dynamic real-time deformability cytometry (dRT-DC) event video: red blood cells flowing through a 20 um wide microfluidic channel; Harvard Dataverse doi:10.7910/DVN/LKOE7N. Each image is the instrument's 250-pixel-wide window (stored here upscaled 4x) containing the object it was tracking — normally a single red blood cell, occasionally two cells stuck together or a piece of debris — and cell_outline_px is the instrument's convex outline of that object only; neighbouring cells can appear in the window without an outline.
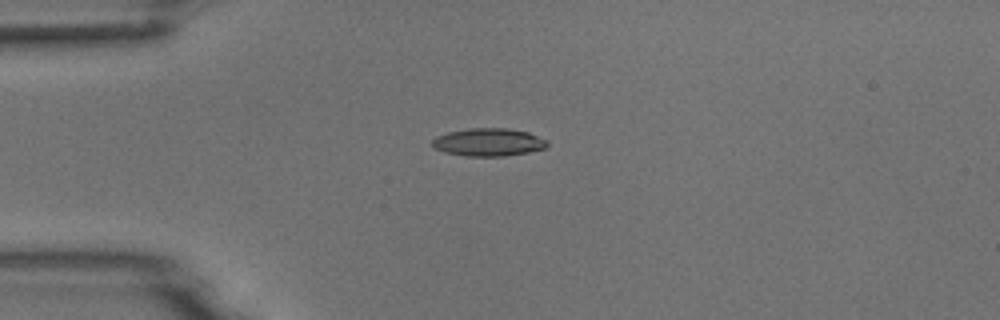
{"species": "common noctule bat (a hibernating species)", "species_latin": "Nyctalus noctula", "temperature_condition": "room temperature", "stored_images_in_passage": 10, "camera_frame_rate_fps": 3000, "um_per_image_px": 0.085, "animal": {"sex": "male", "body_mass_g": 18.8}, "frame": {"image": 1, "passage_image": 4, "time_ms": 1.0, "image_size_px": [1000, 320], "cell_outline_px": [[548, 144], [544, 148], [528, 152], [504, 156], [464, 156], [444, 152], [436, 148], [432, 144], [432, 140], [436, 136], [448, 132], [468, 128], [508, 128], [528, 132], [548, 140]], "centroid_in_image_um": [41.52, 12.08], "position_along_channel_um": 43.5, "area_um2": 18.67}}
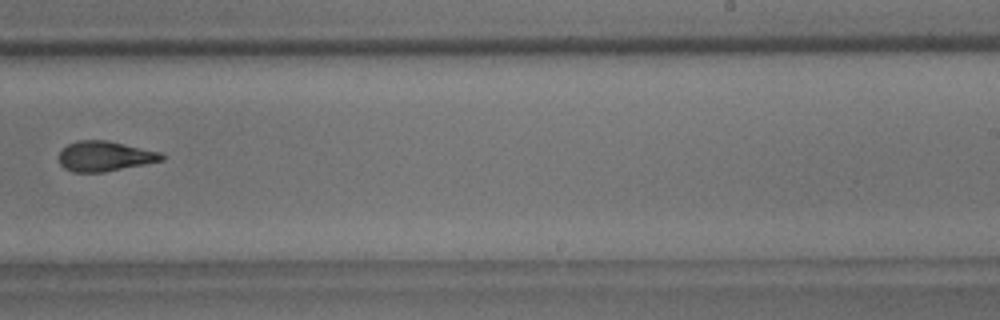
{"frame": {"image": 2, "passage_image": 10, "time_ms": 3.0, "image_size_px": [1000, 320], "cell_outline_px": [[164, 160], [104, 172], [72, 172], [64, 168], [60, 164], [56, 156], [68, 144], [76, 140], [108, 140], [160, 152], [164, 156]], "centroid_in_image_um": [8.86, 13.27], "position_along_channel_um": 280.1, "area_um2": 18.09}}